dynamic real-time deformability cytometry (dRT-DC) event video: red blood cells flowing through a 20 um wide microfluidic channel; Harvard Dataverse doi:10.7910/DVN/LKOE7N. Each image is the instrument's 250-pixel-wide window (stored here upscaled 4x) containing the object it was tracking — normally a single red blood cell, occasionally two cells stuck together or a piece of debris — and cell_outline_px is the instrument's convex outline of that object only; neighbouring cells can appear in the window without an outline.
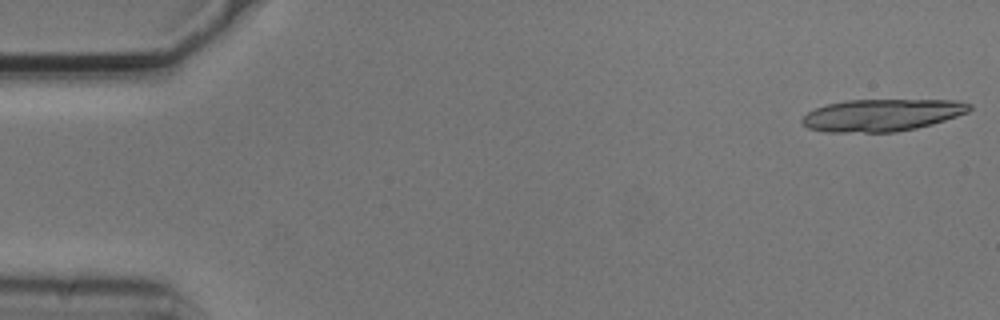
{"species": "common noctule bat (a hibernating species)", "species_latin": "Nyctalus noctula", "temperature_condition": "cold", "stored_images_in_passage": 4, "camera_frame_rate_fps": 3000, "um_per_image_px": 0.085, "animal": {"sex": "male", "body_mass_g": 20.5, "forearm_length_mm": 52.5}, "frame": {"image": 1, "passage_image": 1, "time_ms": 0.0, "image_size_px": [1000, 320], "cell_outline_px": [[972, 108], [968, 112], [932, 124], [916, 128], [896, 132], [824, 132], [808, 128], [800, 120], [808, 112], [816, 108], [828, 104], [848, 100], [956, 100], [972, 104]], "centroid_in_image_um": [74.97, 9.78], "position_along_channel_um": 10.0, "area_um2": 31.27}}